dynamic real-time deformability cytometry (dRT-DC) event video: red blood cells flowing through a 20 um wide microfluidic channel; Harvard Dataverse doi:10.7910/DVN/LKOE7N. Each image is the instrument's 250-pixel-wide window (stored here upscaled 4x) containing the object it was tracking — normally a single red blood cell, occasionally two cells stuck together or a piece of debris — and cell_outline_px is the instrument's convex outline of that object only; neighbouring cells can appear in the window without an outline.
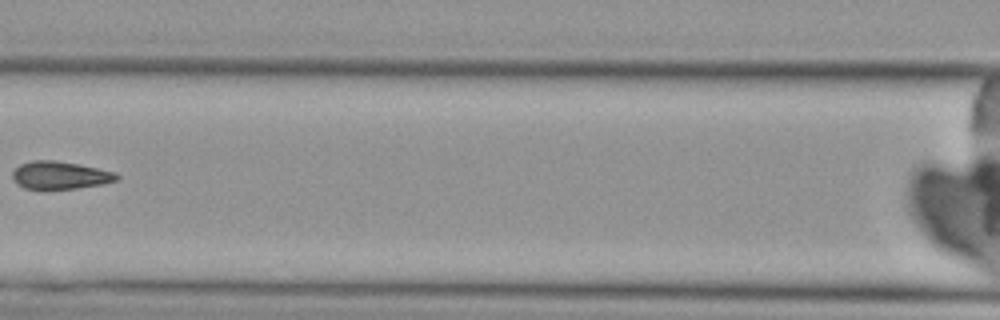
{"species": "Egyptian fruit bat (a non-hibernating species)", "species_latin": "Rousettus aegyptiacus", "temperature_condition": "cold", "stored_images_in_passage": 4, "camera_frame_rate_fps": 3000, "um_per_image_px": 0.085, "animal": {"sex": "female"}, "frame": {"image": 1, "passage_image": 4, "time_ms": 3.667, "image_size_px": [1000, 320], "cell_outline_px": [[120, 176], [116, 180], [104, 184], [76, 188], [24, 188], [16, 184], [12, 176], [12, 172], [20, 164], [32, 160], [56, 160], [80, 164], [116, 172]], "centroid_in_image_um": [5.12, 14.88], "position_along_channel_um": 161.5, "area_um2": 16.82}}